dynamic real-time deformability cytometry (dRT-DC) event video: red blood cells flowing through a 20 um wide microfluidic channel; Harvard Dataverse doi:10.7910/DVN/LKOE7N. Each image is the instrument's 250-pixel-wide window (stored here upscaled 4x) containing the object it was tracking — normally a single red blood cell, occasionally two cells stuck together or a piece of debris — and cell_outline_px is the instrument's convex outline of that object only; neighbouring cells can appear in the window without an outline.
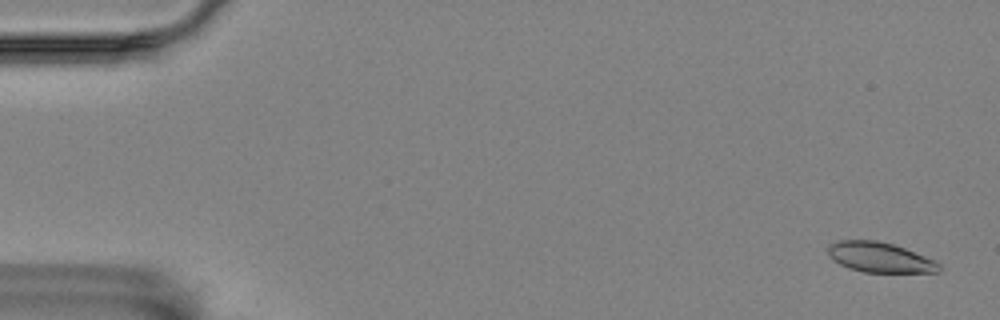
{"species": "Egyptian fruit bat (a non-hibernating species)", "species_latin": "Rousettus aegyptiacus", "temperature_condition": "room temperature", "stored_images_in_passage": 5, "camera_frame_rate_fps": 3000, "um_per_image_px": 0.085, "animal": {"sex": "female"}, "frame": {"image": 1, "passage_image": 1, "time_ms": 0.0, "image_size_px": [1000, 320], "cell_outline_px": [[940, 272], [864, 272], [848, 268], [832, 260], [828, 256], [828, 244], [840, 240], [876, 240], [892, 244], [904, 248], [936, 260], [940, 264]], "centroid_in_image_um": [74.76, 21.87], "position_along_channel_um": 10.2, "area_um2": 19.54}}
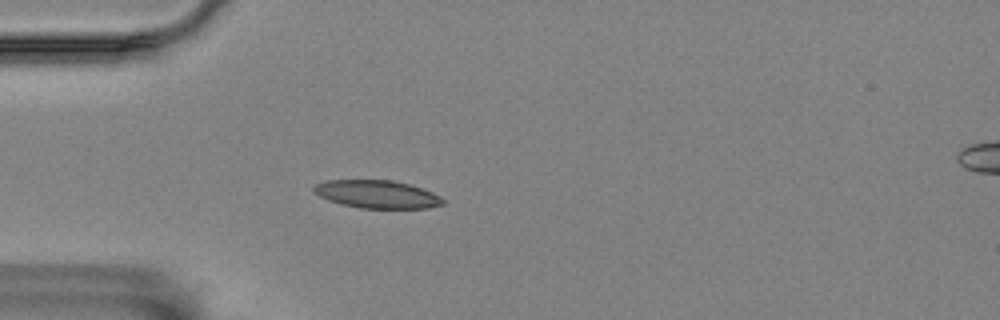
{"frame": {"image": 2, "passage_image": 5, "time_ms": 1.333, "image_size_px": [1000, 320], "cell_outline_px": [[444, 204], [428, 208], [360, 208], [340, 204], [328, 200], [312, 192], [312, 188], [316, 184], [328, 180], [392, 180], [408, 184], [432, 192], [440, 196], [444, 200]], "centroid_in_image_um": [32.02, 16.51], "position_along_channel_um": 53.0, "area_um2": 20.98}}